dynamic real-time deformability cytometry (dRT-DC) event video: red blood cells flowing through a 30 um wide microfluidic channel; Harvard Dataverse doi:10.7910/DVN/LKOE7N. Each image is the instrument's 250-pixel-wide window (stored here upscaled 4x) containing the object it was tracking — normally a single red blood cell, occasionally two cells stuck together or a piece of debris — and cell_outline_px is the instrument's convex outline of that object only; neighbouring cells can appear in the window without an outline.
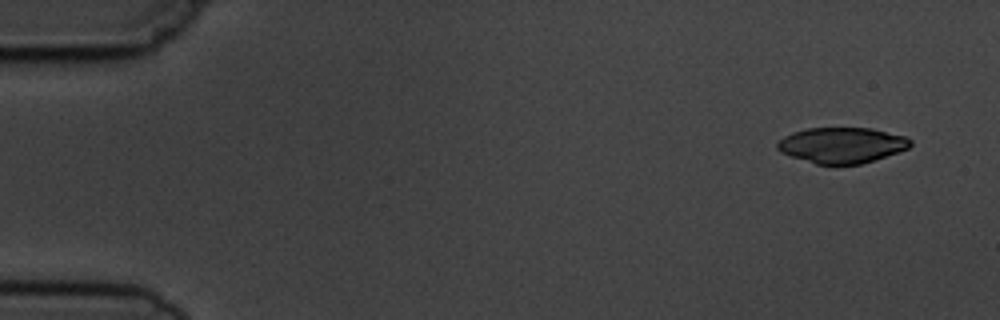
{"species": "common noctule bat (a hibernating species)", "species_latin": "Nyctalus noctula", "temperature_condition": "cold", "stored_images_in_passage": 6, "camera_frame_rate_fps": 3000, "um_per_image_px": 0.085, "animal": {"sex": "male", "body_mass_g": 19.5, "forearm_length_mm": 54.6}, "frame": {"image": 1, "passage_image": 1, "time_ms": 0.0, "image_size_px": [1000, 320], "cell_outline_px": [[912, 144], [908, 148], [860, 164], [816, 164], [780, 152], [776, 148], [776, 144], [784, 136], [792, 132], [808, 128], [872, 128], [904, 136], [912, 140]], "centroid_in_image_um": [71.53, 12.33], "position_along_channel_um": 13.5, "area_um2": 27.34}}